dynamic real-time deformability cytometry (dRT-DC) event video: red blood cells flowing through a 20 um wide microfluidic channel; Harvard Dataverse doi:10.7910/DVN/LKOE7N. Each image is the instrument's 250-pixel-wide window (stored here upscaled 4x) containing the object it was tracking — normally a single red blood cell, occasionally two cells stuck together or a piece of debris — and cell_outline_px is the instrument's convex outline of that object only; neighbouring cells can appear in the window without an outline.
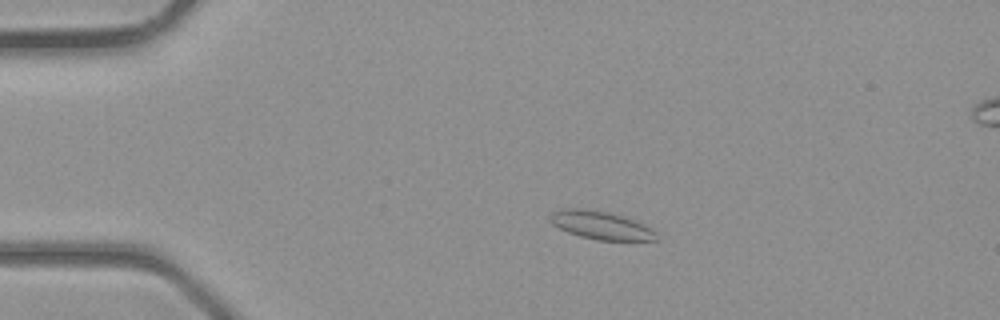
{"species": "common noctule bat (a hibernating species)", "species_latin": "Nyctalus noctula", "temperature_condition": "room temperature", "stored_images_in_passage": 41, "segment_of_instrument_passage": [1, 2], "camera_frame_rate_fps": 3000, "um_per_image_px": 0.085, "animal": {"sex": "male", "body_mass_g": 23.1, "forearm_length_mm": 52.7}, "frame": {"image": 1, "passage_image": 8, "time_ms": 2.333, "image_size_px": [1000, 320], "cell_outline_px": [[660, 240], [596, 240], [580, 236], [568, 232], [552, 224], [548, 216], [552, 212], [564, 208], [580, 208], [608, 212], [624, 216], [644, 224], [652, 228], [656, 232]], "centroid_in_image_um": [51.09, 19.14], "position_along_channel_um": 33.9, "area_um2": 17.51}}
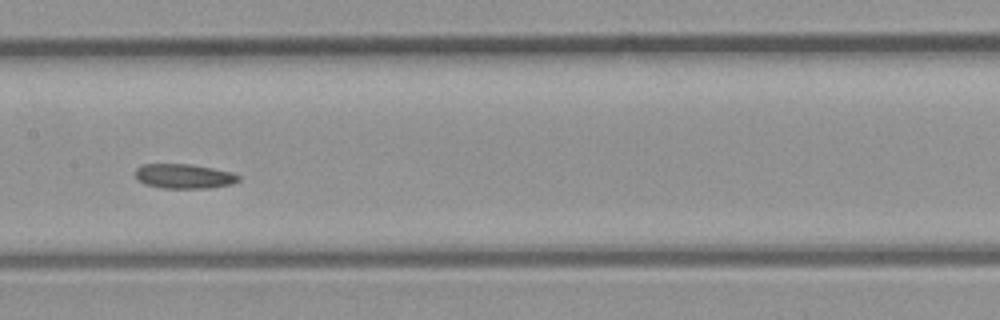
{"frame": {"image": 2, "passage_image": 20, "time_ms": 6.333, "image_size_px": [1000, 320], "cell_outline_px": [[240, 180], [232, 184], [208, 188], [160, 188], [144, 184], [136, 176], [136, 168], [144, 164], [192, 164], [232, 172], [240, 176]], "centroid_in_image_um": [15.66, 14.98], "position_along_channel_um": 191.7, "area_um2": 14.8}}
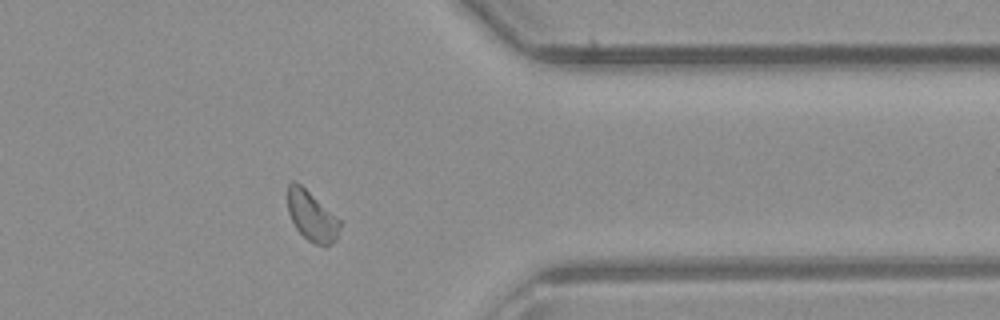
{"frame": {"image": 3, "passage_image": 32, "time_ms": 10.333, "image_size_px": [1000, 320], "cell_outline_px": [[340, 228], [336, 240], [332, 244], [316, 244], [308, 240], [296, 228], [288, 212], [288, 184], [292, 180], [296, 180], [340, 220]], "centroid_in_image_um": [26.49, 18.35], "position_along_channel_um": 384.9, "area_um2": 14.91}}